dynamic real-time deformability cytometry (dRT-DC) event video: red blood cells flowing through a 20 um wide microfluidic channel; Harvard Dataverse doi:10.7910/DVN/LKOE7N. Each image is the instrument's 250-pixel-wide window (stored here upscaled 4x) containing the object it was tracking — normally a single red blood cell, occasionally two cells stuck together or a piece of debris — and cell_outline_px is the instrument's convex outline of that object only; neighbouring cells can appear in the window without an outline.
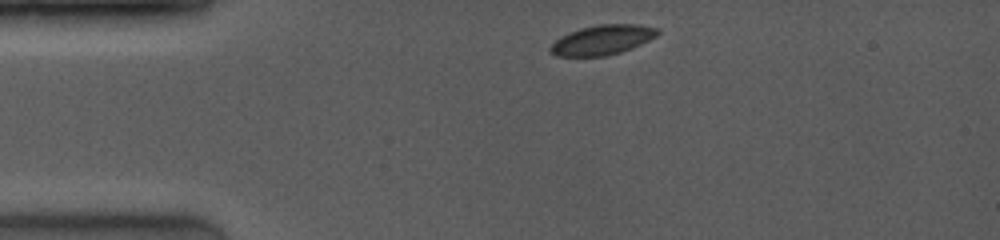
{"species": "common noctule bat (a hibernating species)", "species_latin": "Nyctalus noctula", "temperature_condition": "room temperature", "stored_images_in_passage": 2, "camera_frame_rate_fps": 4000, "um_per_image_px": 0.085, "animal": {"sex": "female", "body_mass_g": 19.0, "forearm_length_mm": 53.3}, "frame": {"image": 1, "passage_image": 1, "time_ms": 0.0, "image_size_px": [1000, 240], "cell_outline_px": [[660, 32], [656, 36], [632, 48], [620, 52], [604, 56], [556, 56], [548, 48], [560, 36], [580, 28], [600, 24], [640, 24], [660, 28]], "centroid_in_image_um": [51.22, 3.38], "position_along_channel_um": 33.8, "area_um2": 18.55}}